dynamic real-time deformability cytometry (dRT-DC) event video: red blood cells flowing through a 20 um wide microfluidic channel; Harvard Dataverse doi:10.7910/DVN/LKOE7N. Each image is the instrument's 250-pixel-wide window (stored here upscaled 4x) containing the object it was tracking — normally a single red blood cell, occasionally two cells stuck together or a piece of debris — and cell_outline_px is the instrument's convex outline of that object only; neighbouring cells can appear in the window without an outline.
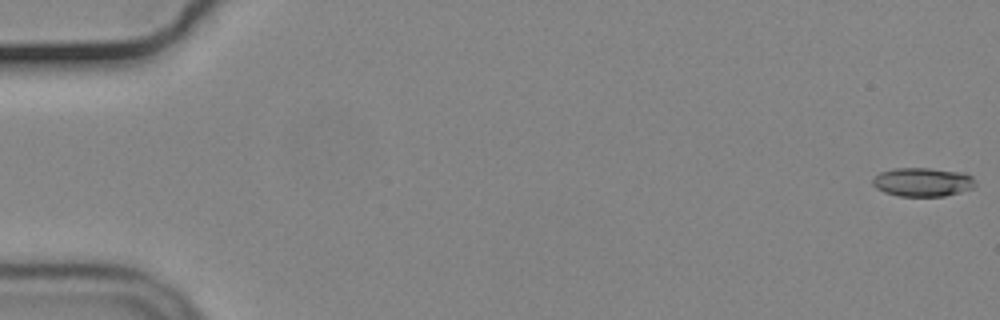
{"species": "common noctule bat (a hibernating species)", "species_latin": "Nyctalus noctula", "temperature_condition": "cold", "stored_images_in_passage": 56, "camera_frame_rate_fps": 3000, "um_per_image_px": 0.085, "animal": {"sex": "male", "body_mass_g": 19.2, "forearm_length_mm": 51.8}, "frame": {"image": 1, "passage_image": 1, "time_ms": 0.0, "image_size_px": [1000, 320], "cell_outline_px": [[976, 184], [972, 188], [960, 192], [944, 196], [900, 196], [884, 192], [876, 188], [872, 184], [872, 180], [880, 172], [892, 168], [928, 168], [964, 172], [972, 176]], "centroid_in_image_um": [78.42, 15.47], "position_along_channel_um": 6.6, "area_um2": 17.28}}
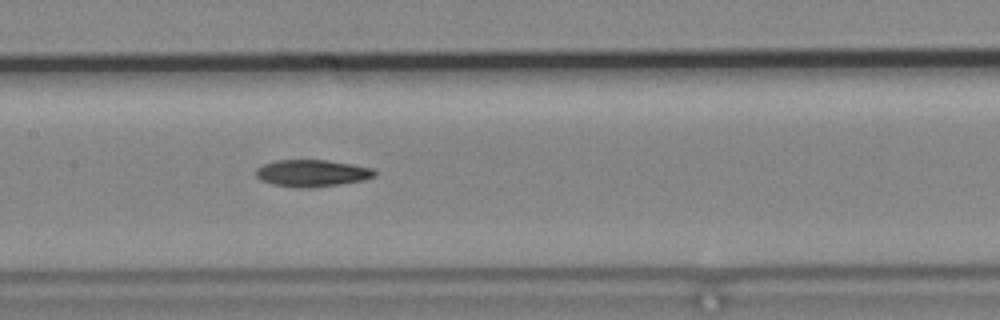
{"frame": {"image": 2, "passage_image": 28, "time_ms": 9.0, "image_size_px": [1000, 320], "cell_outline_px": [[376, 176], [364, 180], [340, 184], [300, 188], [272, 184], [260, 180], [256, 176], [256, 168], [264, 164], [276, 160], [328, 160], [352, 164], [372, 168], [376, 172]], "centroid_in_image_um": [26.52, 14.71], "position_along_channel_um": 180.9, "area_um2": 18.55}}
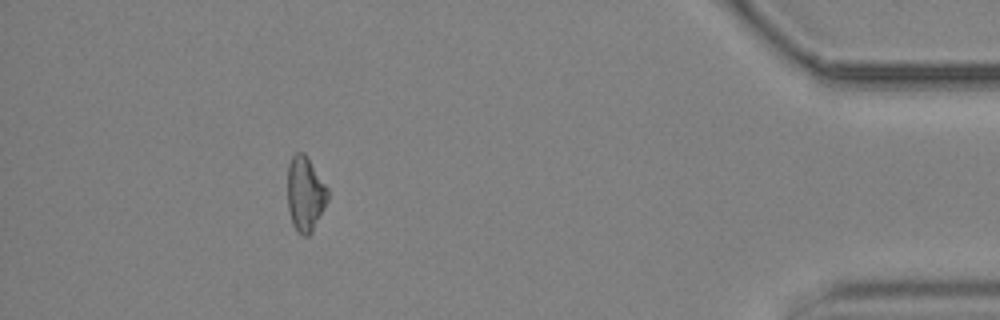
{"frame": {"image": 3, "passage_image": 51, "time_ms": 16.667, "image_size_px": [1000, 320], "cell_outline_px": [[328, 200], [312, 232], [308, 236], [304, 236], [292, 224], [288, 208], [288, 164], [292, 156], [296, 152], [304, 152], [328, 188]], "centroid_in_image_um": [25.94, 16.47], "position_along_channel_um": 409.3, "area_um2": 17.4}}